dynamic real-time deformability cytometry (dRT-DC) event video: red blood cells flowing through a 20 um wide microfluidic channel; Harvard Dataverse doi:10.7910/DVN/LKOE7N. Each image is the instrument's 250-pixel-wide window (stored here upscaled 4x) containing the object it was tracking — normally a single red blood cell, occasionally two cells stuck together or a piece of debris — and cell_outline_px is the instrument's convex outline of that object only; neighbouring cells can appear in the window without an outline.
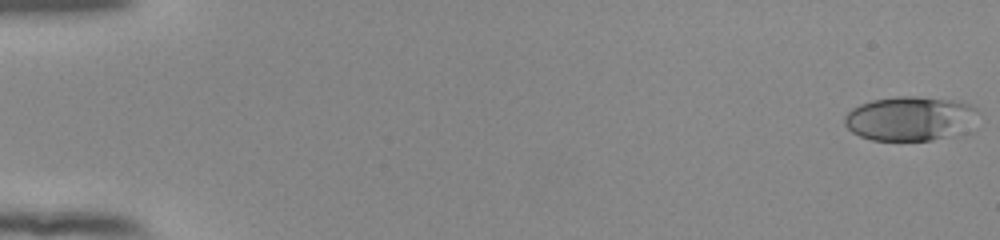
{"species": "human", "species_latin": "Homo sapiens", "temperature_condition": "room temperature", "stored_images_in_passage": 54, "camera_frame_rate_fps": 3000, "um_per_image_px": 0.085, "donor": {"sex": "female"}, "frame": {"image": 1, "passage_image": 1, "time_ms": 0.0, "image_size_px": [1000, 240], "cell_outline_px": [[980, 112], [956, 136], [932, 140], [872, 140], [860, 136], [852, 132], [844, 124], [844, 116], [852, 108], [860, 104], [872, 100], [896, 96], [916, 96], [956, 100], [968, 104], [976, 108]], "centroid_in_image_um": [77.32, 10.07], "position_along_channel_um": 7.7, "area_um2": 34.45}}
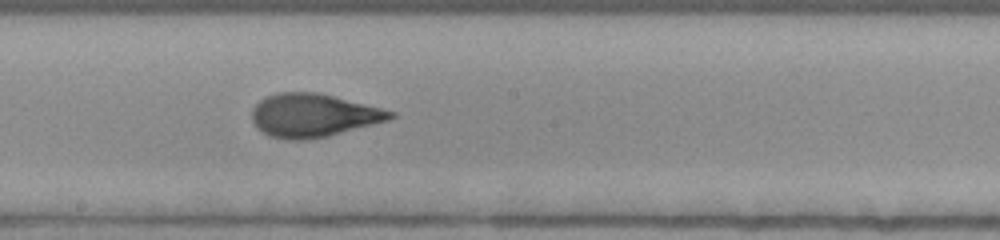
{"frame": {"image": 2, "passage_image": 31, "time_ms": 10.0, "image_size_px": [1000, 240], "cell_outline_px": [[396, 116], [388, 120], [328, 136], [304, 140], [288, 140], [268, 136], [256, 128], [252, 120], [252, 108], [260, 100], [276, 92], [316, 92], [396, 112]], "centroid_in_image_um": [26.58, 9.81], "position_along_channel_um": 221.6, "area_um2": 34.74}}
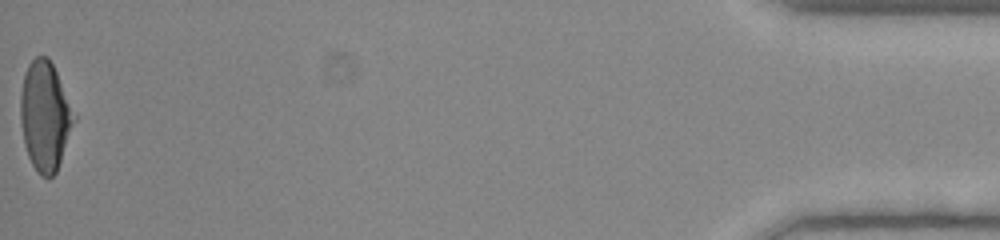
{"frame": {"image": 3, "passage_image": 54, "time_ms": 17.667, "image_size_px": [1000, 240], "cell_outline_px": [[76, 120], [56, 172], [48, 180], [40, 176], [36, 172], [28, 156], [24, 144], [20, 120], [20, 96], [24, 72], [28, 64], [36, 56], [48, 56], [56, 72], [76, 116]], "centroid_in_image_um": [3.81, 9.89], "position_along_channel_um": 431.4, "area_um2": 34.22}, "authors_computed_cell_mechanics": {"area_um2": 34.2754, "velocity_mm_per_s": 3.922, "shape_relaxation_time_tau1_ms": 7.5144, "shape_relaxation_time_tau2_ms": 0.9007, "deformation_change_tau1": 0.2597, "deformation_change_tau2": 0.0838}}